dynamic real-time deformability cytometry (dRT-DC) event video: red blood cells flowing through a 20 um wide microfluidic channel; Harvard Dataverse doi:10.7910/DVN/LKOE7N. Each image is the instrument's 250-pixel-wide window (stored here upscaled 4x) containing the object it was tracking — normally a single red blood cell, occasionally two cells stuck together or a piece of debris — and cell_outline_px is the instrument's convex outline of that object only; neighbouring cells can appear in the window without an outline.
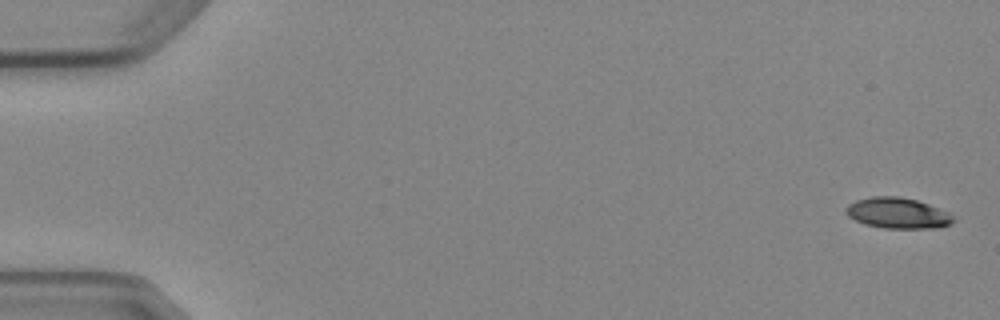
{"species": "Egyptian fruit bat (a non-hibernating species)", "species_latin": "Rousettus aegyptiacus", "temperature_condition": "cold", "stored_images_in_passage": 5, "camera_frame_rate_fps": 3000, "um_per_image_px": 0.085, "animal": {"sex": "female"}, "frame": {"image": 1, "passage_image": 1, "time_ms": 0.0, "image_size_px": [1000, 320], "cell_outline_px": [[956, 220], [952, 224], [940, 228], [884, 228], [864, 224], [848, 216], [844, 212], [844, 208], [848, 204], [856, 200], [872, 196], [900, 196], [916, 200], [928, 204], [948, 212]], "centroid_in_image_um": [76.3, 18.11], "position_along_channel_um": 8.7, "area_um2": 19.42}}
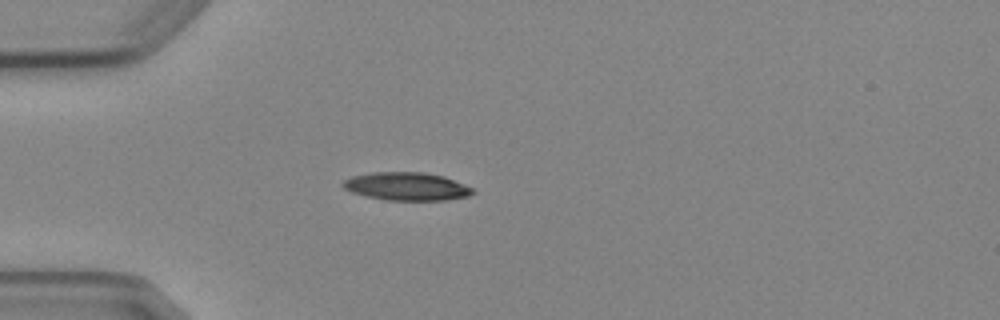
{"frame": {"image": 2, "passage_image": 5, "time_ms": 4.667, "image_size_px": [1000, 320], "cell_outline_px": [[476, 192], [468, 196], [444, 200], [384, 200], [352, 192], [344, 188], [340, 184], [344, 180], [352, 176], [372, 172], [424, 172], [444, 176], [464, 184], [472, 188]], "centroid_in_image_um": [34.56, 15.84], "position_along_channel_um": 50.4, "area_um2": 21.21}}